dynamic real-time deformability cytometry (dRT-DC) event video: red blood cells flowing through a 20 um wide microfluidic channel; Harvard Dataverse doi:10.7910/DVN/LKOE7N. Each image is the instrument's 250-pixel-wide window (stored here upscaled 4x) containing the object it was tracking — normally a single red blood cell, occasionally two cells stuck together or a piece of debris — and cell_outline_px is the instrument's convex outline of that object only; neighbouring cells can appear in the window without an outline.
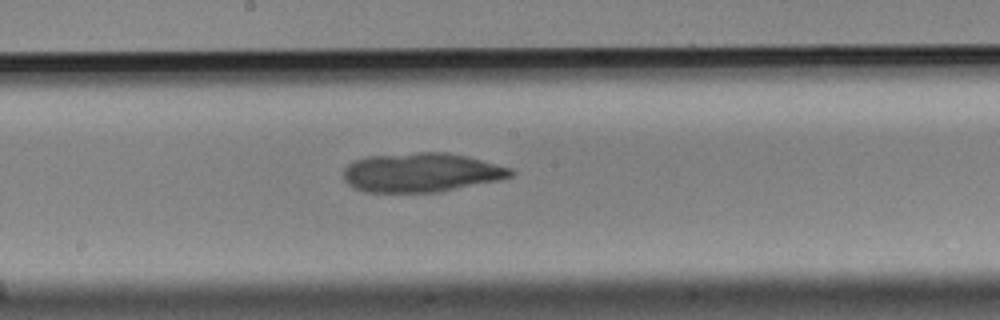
{"species": "Egyptian fruit bat (a non-hibernating species)", "species_latin": "Rousettus aegyptiacus", "temperature_condition": "cold", "stored_images_in_passage": 45, "camera_frame_rate_fps": 3000, "um_per_image_px": 0.085, "animal": {"sex": "male"}, "frame": {"image": 1, "passage_image": 29, "time_ms": 9.333, "image_size_px": [1000, 320], "cell_outline_px": [[516, 172], [512, 176], [500, 180], [440, 192], [364, 192], [348, 184], [344, 180], [344, 168], [348, 164], [356, 160], [368, 156], [420, 152], [444, 152], [464, 156], [512, 168]], "centroid_in_image_um": [35.82, 14.67], "position_along_channel_um": 212.4, "area_um2": 38.09}}
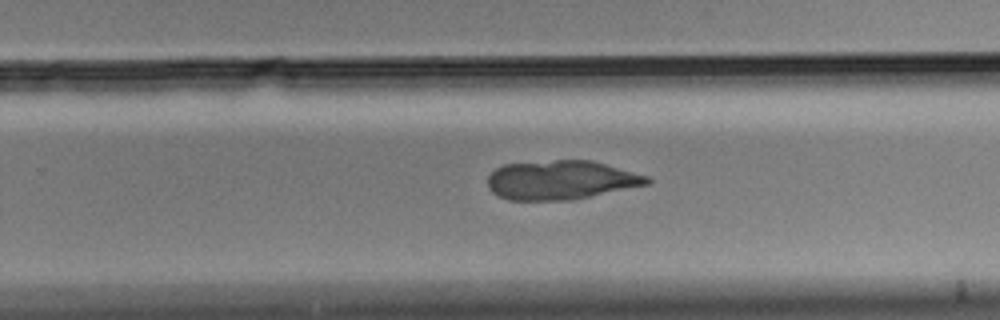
{"frame": {"image": 2, "passage_image": 35, "time_ms": 11.333, "image_size_px": [1000, 320], "cell_outline_px": [[652, 180], [648, 184], [572, 200], [508, 200], [492, 192], [488, 188], [488, 176], [496, 168], [504, 164], [556, 160], [592, 160], [648, 176]], "centroid_in_image_um": [47.66, 15.3], "position_along_channel_um": 282.1, "area_um2": 36.18}}
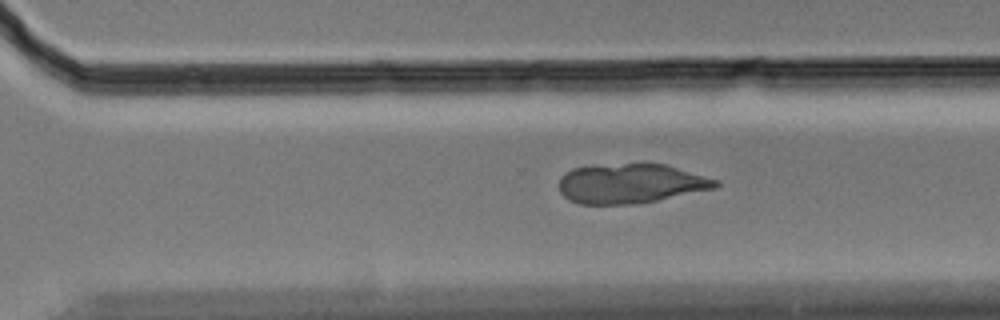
{"frame": {"image": 3, "passage_image": 38, "time_ms": 12.333, "image_size_px": [1000, 320], "cell_outline_px": [[720, 184], [716, 188], [640, 204], [580, 204], [568, 200], [560, 192], [560, 176], [564, 172], [572, 168], [624, 164], [664, 164], [720, 180]], "centroid_in_image_um": [53.63, 15.62], "position_along_channel_um": 317.0, "area_um2": 36.07}}